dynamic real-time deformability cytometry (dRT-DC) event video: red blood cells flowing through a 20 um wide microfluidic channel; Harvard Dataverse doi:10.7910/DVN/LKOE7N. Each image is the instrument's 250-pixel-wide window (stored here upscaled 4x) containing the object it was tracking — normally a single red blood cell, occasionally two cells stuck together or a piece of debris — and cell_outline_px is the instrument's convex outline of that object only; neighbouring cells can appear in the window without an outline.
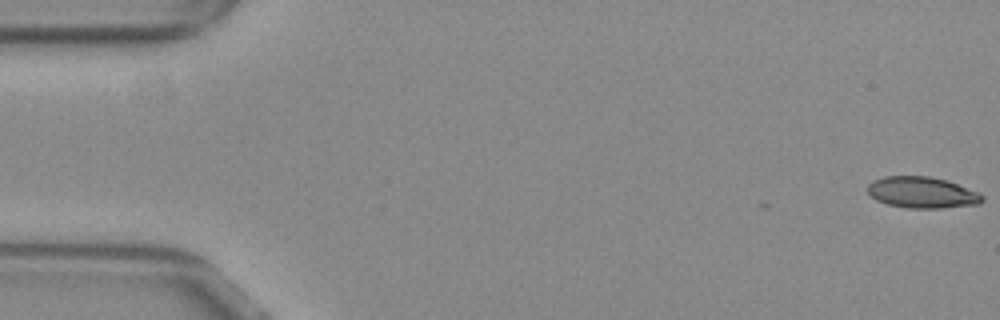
{"species": "common noctule bat (a hibernating species)", "species_latin": "Nyctalus noctula", "temperature_condition": "warm", "stored_images_in_passage": 2, "camera_frame_rate_fps": 3000, "um_per_image_px": 0.085, "animal": {"sex": "female", "body_mass_g": 29.2, "forearm_length_mm": 56.3}, "frame": {"image": 1, "passage_image": 2, "time_ms": 0.333, "image_size_px": [1000, 320], "cell_outline_px": [[984, 200], [980, 204], [940, 208], [908, 208], [888, 204], [876, 200], [868, 192], [868, 184], [872, 180], [884, 176], [928, 176], [944, 180], [956, 184], [976, 192], [984, 196]], "centroid_in_image_um": [78.35, 16.36], "position_along_channel_um": 6.7, "area_um2": 20.69}}